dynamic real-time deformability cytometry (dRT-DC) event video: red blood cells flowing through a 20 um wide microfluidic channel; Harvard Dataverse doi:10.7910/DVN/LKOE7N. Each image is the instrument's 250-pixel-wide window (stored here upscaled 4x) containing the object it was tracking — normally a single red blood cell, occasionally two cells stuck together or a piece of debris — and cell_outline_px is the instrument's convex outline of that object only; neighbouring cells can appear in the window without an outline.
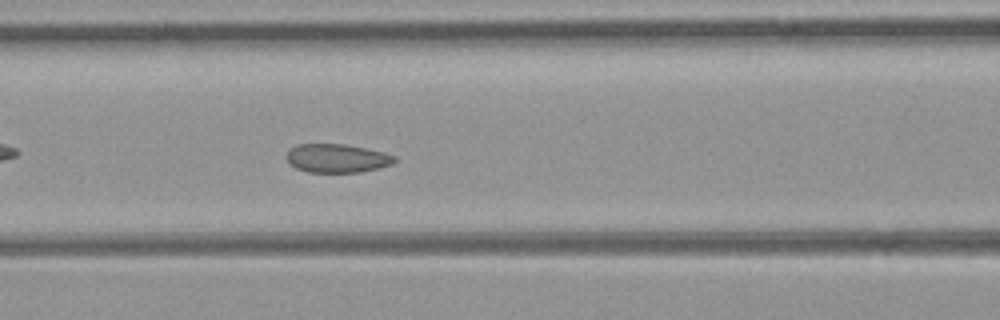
{"species": "common noctule bat (a hibernating species)", "species_latin": "Nyctalus noctula", "temperature_condition": "room temperature", "stored_images_in_passage": 42, "camera_frame_rate_fps": 3000, "um_per_image_px": 0.085, "animal": {"sex": "female", "body_mass_g": 21.9}, "frame": {"image": 1, "passage_image": 11, "time_ms": 3.333, "image_size_px": [1000, 320], "cell_outline_px": [[396, 160], [392, 164], [380, 168], [360, 172], [308, 172], [296, 168], [284, 156], [288, 148], [296, 144], [344, 144], [384, 152], [396, 156]], "centroid_in_image_um": [28.62, 13.44], "position_along_channel_um": 138.0, "area_um2": 18.15}}
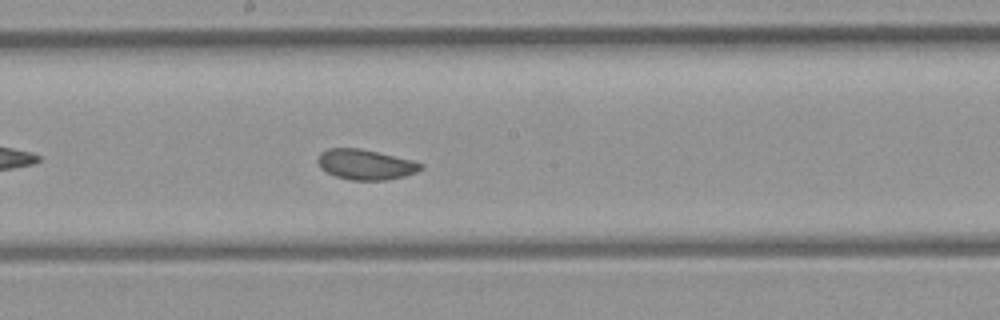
{"frame": {"image": 2, "passage_image": 17, "time_ms": 5.333, "image_size_px": [1000, 320], "cell_outline_px": [[424, 168], [416, 172], [404, 176], [384, 180], [352, 180], [336, 176], [320, 168], [316, 160], [320, 152], [328, 148], [360, 148], [412, 160], [424, 164]], "centroid_in_image_um": [31.06, 13.97], "position_along_channel_um": 217.1, "area_um2": 18.15}}
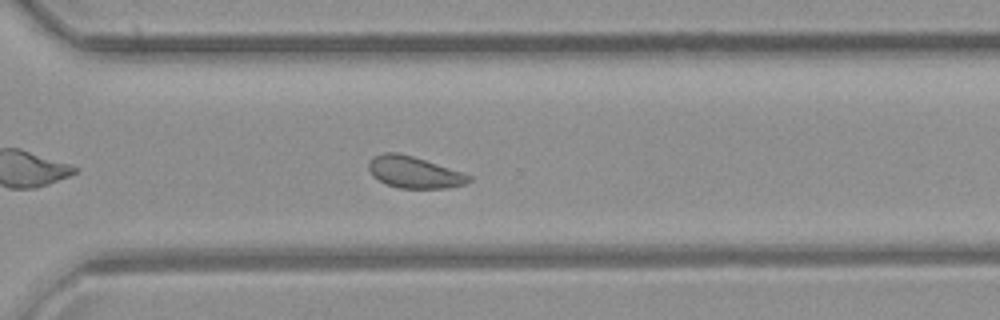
{"frame": {"image": 3, "passage_image": 26, "time_ms": 8.333, "image_size_px": [1000, 320], "cell_outline_px": [[472, 180], [464, 184], [448, 188], [400, 188], [388, 184], [372, 176], [368, 168], [368, 160], [372, 156], [384, 152], [396, 152], [412, 156], [464, 172], [472, 176]], "centroid_in_image_um": [35.2, 14.63], "position_along_channel_um": 335.4, "area_um2": 18.55}, "authors_computed_cell_mechanics": {"area_um2": 18.9295, "velocity_mm_per_s": 3.9633, "shape_relaxation_time_tau1_ms": null, "shape_relaxation_time_tau2_ms": 1.3588, "deformation_change_tau1": null, "deformation_change_tau2": 0.0649}}